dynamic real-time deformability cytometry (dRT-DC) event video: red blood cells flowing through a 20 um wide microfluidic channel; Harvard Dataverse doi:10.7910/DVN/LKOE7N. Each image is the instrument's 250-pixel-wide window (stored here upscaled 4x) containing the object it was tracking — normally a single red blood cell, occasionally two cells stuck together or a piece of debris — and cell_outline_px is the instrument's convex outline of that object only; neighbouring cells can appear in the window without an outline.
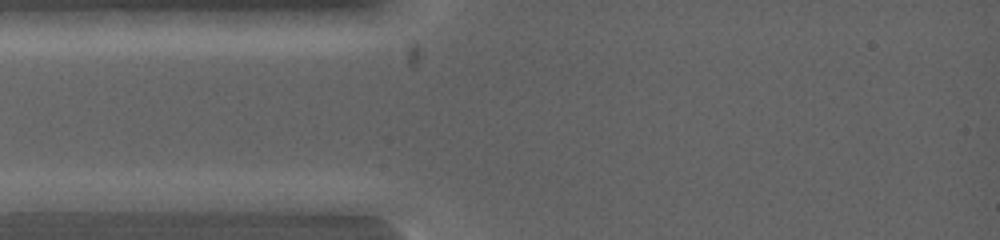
{"species": "common noctule bat (a hibernating species)", "species_latin": "Nyctalus noctula", "temperature_condition": "warm", "stored_images_in_passage": 4, "camera_frame_rate_fps": 5000, "um_per_image_px": 0.085, "animal": {"sex": "female", "body_mass_g": 19.0, "forearm_length_mm": 53.3}, "frame": {"image": 1, "passage_image": 1, "time_ms": 0.0, "image_size_px": [1000, 240], "cell_outline_px": [[124, 200], [112, 212], [16, 212], [16, 200], [68, 192], [96, 192]], "centroid_in_image_um": [5.9, 17.26], "position_along_channel_um": 79.1, "area_um2": 12.77}}